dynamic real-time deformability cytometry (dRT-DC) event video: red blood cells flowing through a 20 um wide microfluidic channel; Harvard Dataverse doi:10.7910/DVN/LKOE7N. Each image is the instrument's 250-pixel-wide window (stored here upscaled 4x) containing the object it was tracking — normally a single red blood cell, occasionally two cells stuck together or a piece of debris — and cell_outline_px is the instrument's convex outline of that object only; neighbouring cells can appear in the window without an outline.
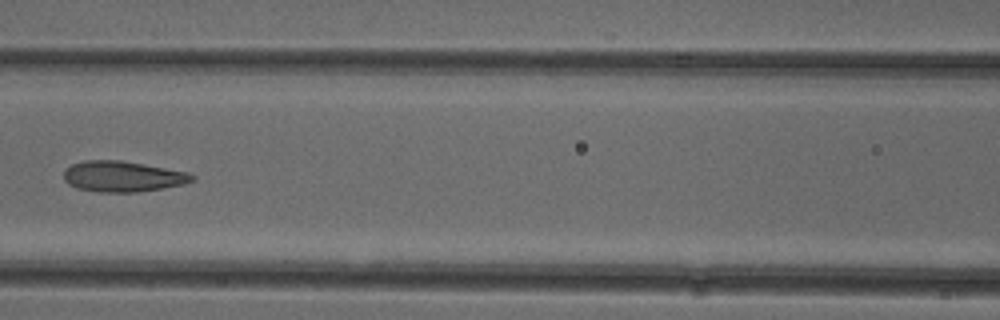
{"species": "common noctule bat (a hibernating species)", "species_latin": "Nyctalus noctula", "temperature_condition": "cold", "stored_images_in_passage": 7, "camera_frame_rate_fps": 3000, "um_per_image_px": 0.085, "animal": {"sex": "female"}, "frame": {"image": 1, "passage_image": 7, "time_ms": 7.0, "image_size_px": [1000, 320], "cell_outline_px": [[196, 180], [184, 184], [136, 192], [100, 192], [76, 188], [68, 184], [64, 180], [64, 172], [72, 164], [84, 160], [120, 160], [144, 164], [188, 172], [196, 176]], "centroid_in_image_um": [10.44, 14.99], "position_along_channel_um": 156.2, "area_um2": 22.95}}